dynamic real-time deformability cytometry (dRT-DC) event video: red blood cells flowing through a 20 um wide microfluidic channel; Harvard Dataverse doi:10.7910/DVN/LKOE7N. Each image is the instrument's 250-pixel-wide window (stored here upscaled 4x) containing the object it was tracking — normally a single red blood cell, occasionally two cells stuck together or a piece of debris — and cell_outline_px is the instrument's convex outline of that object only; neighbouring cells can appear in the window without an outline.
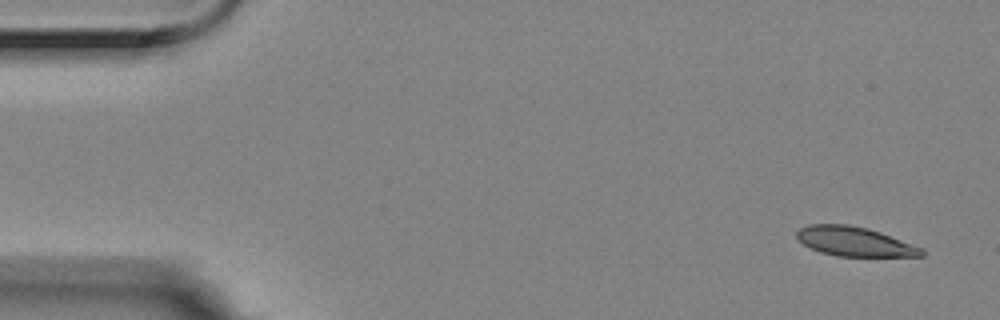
{"species": "Egyptian fruit bat (a non-hibernating species)", "species_latin": "Rousettus aegyptiacus", "temperature_condition": "room temperature", "stored_images_in_passage": 5, "segment_of_instrument_passage": [1, 2], "camera_frame_rate_fps": 3000, "um_per_image_px": 0.085, "animal": {"sex": "female"}, "frame": {"image": 1, "passage_image": 1, "time_ms": 0.0, "image_size_px": [1000, 320], "cell_outline_px": [[924, 256], [836, 256], [820, 252], [804, 244], [796, 236], [796, 232], [800, 228], [808, 224], [848, 224], [868, 228], [880, 232], [924, 248]], "centroid_in_image_um": [72.65, 20.52], "position_along_channel_um": 12.4, "area_um2": 21.33}}